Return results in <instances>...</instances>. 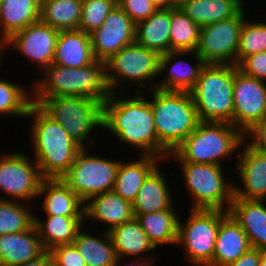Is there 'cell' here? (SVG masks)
I'll list each match as a JSON object with an SVG mask.
<instances>
[{"label":"cell","mask_w":266,"mask_h":266,"mask_svg":"<svg viewBox=\"0 0 266 266\" xmlns=\"http://www.w3.org/2000/svg\"><path fill=\"white\" fill-rule=\"evenodd\" d=\"M229 213L220 209L190 208L187 222L179 219L176 245H183L187 261L213 266V254L221 220Z\"/></svg>","instance_id":"cell-8"},{"label":"cell","mask_w":266,"mask_h":266,"mask_svg":"<svg viewBox=\"0 0 266 266\" xmlns=\"http://www.w3.org/2000/svg\"><path fill=\"white\" fill-rule=\"evenodd\" d=\"M187 0H169V8L180 7Z\"/></svg>","instance_id":"cell-48"},{"label":"cell","mask_w":266,"mask_h":266,"mask_svg":"<svg viewBox=\"0 0 266 266\" xmlns=\"http://www.w3.org/2000/svg\"><path fill=\"white\" fill-rule=\"evenodd\" d=\"M158 158L165 160L201 122L190 92L151 90Z\"/></svg>","instance_id":"cell-3"},{"label":"cell","mask_w":266,"mask_h":266,"mask_svg":"<svg viewBox=\"0 0 266 266\" xmlns=\"http://www.w3.org/2000/svg\"><path fill=\"white\" fill-rule=\"evenodd\" d=\"M108 233L112 239L116 256L121 258L122 262L127 256L142 259L141 255L155 249L136 217L112 228Z\"/></svg>","instance_id":"cell-30"},{"label":"cell","mask_w":266,"mask_h":266,"mask_svg":"<svg viewBox=\"0 0 266 266\" xmlns=\"http://www.w3.org/2000/svg\"><path fill=\"white\" fill-rule=\"evenodd\" d=\"M170 51H196L201 27L180 7L170 8Z\"/></svg>","instance_id":"cell-35"},{"label":"cell","mask_w":266,"mask_h":266,"mask_svg":"<svg viewBox=\"0 0 266 266\" xmlns=\"http://www.w3.org/2000/svg\"><path fill=\"white\" fill-rule=\"evenodd\" d=\"M45 252L35 225L22 232L0 235V266H16Z\"/></svg>","instance_id":"cell-22"},{"label":"cell","mask_w":266,"mask_h":266,"mask_svg":"<svg viewBox=\"0 0 266 266\" xmlns=\"http://www.w3.org/2000/svg\"><path fill=\"white\" fill-rule=\"evenodd\" d=\"M116 5L117 0H82L78 30L91 34L99 29Z\"/></svg>","instance_id":"cell-39"},{"label":"cell","mask_w":266,"mask_h":266,"mask_svg":"<svg viewBox=\"0 0 266 266\" xmlns=\"http://www.w3.org/2000/svg\"><path fill=\"white\" fill-rule=\"evenodd\" d=\"M79 230L73 245L84 258L87 266H112L117 259L112 239L107 231L103 238Z\"/></svg>","instance_id":"cell-33"},{"label":"cell","mask_w":266,"mask_h":266,"mask_svg":"<svg viewBox=\"0 0 266 266\" xmlns=\"http://www.w3.org/2000/svg\"><path fill=\"white\" fill-rule=\"evenodd\" d=\"M121 260H122L121 258H117L116 262L112 266H119V265L123 266L120 264ZM134 260L135 261L133 263H128L127 265L125 263L124 266H153L154 264L153 262L154 260L152 258L149 259V257L145 258V255L142 259H138L139 261L136 258H134Z\"/></svg>","instance_id":"cell-46"},{"label":"cell","mask_w":266,"mask_h":266,"mask_svg":"<svg viewBox=\"0 0 266 266\" xmlns=\"http://www.w3.org/2000/svg\"><path fill=\"white\" fill-rule=\"evenodd\" d=\"M250 248L245 231L228 213L220 222L213 254V266H226L235 262Z\"/></svg>","instance_id":"cell-23"},{"label":"cell","mask_w":266,"mask_h":266,"mask_svg":"<svg viewBox=\"0 0 266 266\" xmlns=\"http://www.w3.org/2000/svg\"><path fill=\"white\" fill-rule=\"evenodd\" d=\"M134 217L132 203L113 191L96 195L85 202L84 219L108 224L104 229L107 232Z\"/></svg>","instance_id":"cell-20"},{"label":"cell","mask_w":266,"mask_h":266,"mask_svg":"<svg viewBox=\"0 0 266 266\" xmlns=\"http://www.w3.org/2000/svg\"><path fill=\"white\" fill-rule=\"evenodd\" d=\"M157 166L144 180L133 205L134 214H148L170 209L173 197L168 183Z\"/></svg>","instance_id":"cell-27"},{"label":"cell","mask_w":266,"mask_h":266,"mask_svg":"<svg viewBox=\"0 0 266 266\" xmlns=\"http://www.w3.org/2000/svg\"><path fill=\"white\" fill-rule=\"evenodd\" d=\"M159 8H169V0H152Z\"/></svg>","instance_id":"cell-47"},{"label":"cell","mask_w":266,"mask_h":266,"mask_svg":"<svg viewBox=\"0 0 266 266\" xmlns=\"http://www.w3.org/2000/svg\"><path fill=\"white\" fill-rule=\"evenodd\" d=\"M233 125L243 134L266 117V81L237 70L233 84Z\"/></svg>","instance_id":"cell-14"},{"label":"cell","mask_w":266,"mask_h":266,"mask_svg":"<svg viewBox=\"0 0 266 266\" xmlns=\"http://www.w3.org/2000/svg\"><path fill=\"white\" fill-rule=\"evenodd\" d=\"M59 30L39 21L13 34L6 46L38 64L41 72L53 63Z\"/></svg>","instance_id":"cell-16"},{"label":"cell","mask_w":266,"mask_h":266,"mask_svg":"<svg viewBox=\"0 0 266 266\" xmlns=\"http://www.w3.org/2000/svg\"><path fill=\"white\" fill-rule=\"evenodd\" d=\"M40 0H0V40L40 21Z\"/></svg>","instance_id":"cell-26"},{"label":"cell","mask_w":266,"mask_h":266,"mask_svg":"<svg viewBox=\"0 0 266 266\" xmlns=\"http://www.w3.org/2000/svg\"><path fill=\"white\" fill-rule=\"evenodd\" d=\"M160 56L158 52L136 42L123 47L105 61L106 81L110 92L123 93L119 89H124L123 84L128 81L129 84L135 83L140 89H144V86L160 76Z\"/></svg>","instance_id":"cell-9"},{"label":"cell","mask_w":266,"mask_h":266,"mask_svg":"<svg viewBox=\"0 0 266 266\" xmlns=\"http://www.w3.org/2000/svg\"><path fill=\"white\" fill-rule=\"evenodd\" d=\"M135 90L136 96L131 98L122 92L111 93L103 102V128L120 142L140 150L139 156L158 157V136L150 101Z\"/></svg>","instance_id":"cell-1"},{"label":"cell","mask_w":266,"mask_h":266,"mask_svg":"<svg viewBox=\"0 0 266 266\" xmlns=\"http://www.w3.org/2000/svg\"><path fill=\"white\" fill-rule=\"evenodd\" d=\"M90 35L81 30H60L53 63L81 68L95 61Z\"/></svg>","instance_id":"cell-24"},{"label":"cell","mask_w":266,"mask_h":266,"mask_svg":"<svg viewBox=\"0 0 266 266\" xmlns=\"http://www.w3.org/2000/svg\"><path fill=\"white\" fill-rule=\"evenodd\" d=\"M244 141L256 151L266 154V117L257 121L244 133Z\"/></svg>","instance_id":"cell-43"},{"label":"cell","mask_w":266,"mask_h":266,"mask_svg":"<svg viewBox=\"0 0 266 266\" xmlns=\"http://www.w3.org/2000/svg\"><path fill=\"white\" fill-rule=\"evenodd\" d=\"M42 72L43 79L33 86V104L42 98L60 96H81L103 103L111 94L106 81L105 62L100 60L81 68L52 63Z\"/></svg>","instance_id":"cell-4"},{"label":"cell","mask_w":266,"mask_h":266,"mask_svg":"<svg viewBox=\"0 0 266 266\" xmlns=\"http://www.w3.org/2000/svg\"><path fill=\"white\" fill-rule=\"evenodd\" d=\"M245 144V145H244ZM236 163L241 187L234 184V197L246 200H266V154L256 151L245 141Z\"/></svg>","instance_id":"cell-18"},{"label":"cell","mask_w":266,"mask_h":266,"mask_svg":"<svg viewBox=\"0 0 266 266\" xmlns=\"http://www.w3.org/2000/svg\"><path fill=\"white\" fill-rule=\"evenodd\" d=\"M264 252L265 250L262 249L250 248L235 262H232L226 266H259L261 256Z\"/></svg>","instance_id":"cell-44"},{"label":"cell","mask_w":266,"mask_h":266,"mask_svg":"<svg viewBox=\"0 0 266 266\" xmlns=\"http://www.w3.org/2000/svg\"><path fill=\"white\" fill-rule=\"evenodd\" d=\"M32 94L16 83L0 78V116L26 117Z\"/></svg>","instance_id":"cell-37"},{"label":"cell","mask_w":266,"mask_h":266,"mask_svg":"<svg viewBox=\"0 0 266 266\" xmlns=\"http://www.w3.org/2000/svg\"><path fill=\"white\" fill-rule=\"evenodd\" d=\"M170 8H158L136 23L135 42L160 55L170 51Z\"/></svg>","instance_id":"cell-28"},{"label":"cell","mask_w":266,"mask_h":266,"mask_svg":"<svg viewBox=\"0 0 266 266\" xmlns=\"http://www.w3.org/2000/svg\"><path fill=\"white\" fill-rule=\"evenodd\" d=\"M237 65L206 64L190 91L201 122L233 125V84Z\"/></svg>","instance_id":"cell-6"},{"label":"cell","mask_w":266,"mask_h":266,"mask_svg":"<svg viewBox=\"0 0 266 266\" xmlns=\"http://www.w3.org/2000/svg\"><path fill=\"white\" fill-rule=\"evenodd\" d=\"M44 195L42 208L46 215L84 217L85 203L61 178L43 179L38 197Z\"/></svg>","instance_id":"cell-21"},{"label":"cell","mask_w":266,"mask_h":266,"mask_svg":"<svg viewBox=\"0 0 266 266\" xmlns=\"http://www.w3.org/2000/svg\"><path fill=\"white\" fill-rule=\"evenodd\" d=\"M160 161H162L161 158L151 155H141L140 160L120 161L113 192L133 203L144 180Z\"/></svg>","instance_id":"cell-25"},{"label":"cell","mask_w":266,"mask_h":266,"mask_svg":"<svg viewBox=\"0 0 266 266\" xmlns=\"http://www.w3.org/2000/svg\"><path fill=\"white\" fill-rule=\"evenodd\" d=\"M245 18L240 31L237 64L245 57L266 51V22H249Z\"/></svg>","instance_id":"cell-38"},{"label":"cell","mask_w":266,"mask_h":266,"mask_svg":"<svg viewBox=\"0 0 266 266\" xmlns=\"http://www.w3.org/2000/svg\"><path fill=\"white\" fill-rule=\"evenodd\" d=\"M40 21L60 30H77L81 19L82 1L40 0Z\"/></svg>","instance_id":"cell-34"},{"label":"cell","mask_w":266,"mask_h":266,"mask_svg":"<svg viewBox=\"0 0 266 266\" xmlns=\"http://www.w3.org/2000/svg\"><path fill=\"white\" fill-rule=\"evenodd\" d=\"M117 5L135 23L147 19L159 8L152 0H117Z\"/></svg>","instance_id":"cell-40"},{"label":"cell","mask_w":266,"mask_h":266,"mask_svg":"<svg viewBox=\"0 0 266 266\" xmlns=\"http://www.w3.org/2000/svg\"><path fill=\"white\" fill-rule=\"evenodd\" d=\"M16 266H53V263L49 251H45L37 259L27 261L23 264H19Z\"/></svg>","instance_id":"cell-45"},{"label":"cell","mask_w":266,"mask_h":266,"mask_svg":"<svg viewBox=\"0 0 266 266\" xmlns=\"http://www.w3.org/2000/svg\"><path fill=\"white\" fill-rule=\"evenodd\" d=\"M259 266H266V251L261 256Z\"/></svg>","instance_id":"cell-50"},{"label":"cell","mask_w":266,"mask_h":266,"mask_svg":"<svg viewBox=\"0 0 266 266\" xmlns=\"http://www.w3.org/2000/svg\"><path fill=\"white\" fill-rule=\"evenodd\" d=\"M45 216L46 221L35 216L34 223L45 251L59 245L73 244L85 221L84 217Z\"/></svg>","instance_id":"cell-29"},{"label":"cell","mask_w":266,"mask_h":266,"mask_svg":"<svg viewBox=\"0 0 266 266\" xmlns=\"http://www.w3.org/2000/svg\"><path fill=\"white\" fill-rule=\"evenodd\" d=\"M237 67L247 76L266 81V51L243 58Z\"/></svg>","instance_id":"cell-42"},{"label":"cell","mask_w":266,"mask_h":266,"mask_svg":"<svg viewBox=\"0 0 266 266\" xmlns=\"http://www.w3.org/2000/svg\"><path fill=\"white\" fill-rule=\"evenodd\" d=\"M190 53L193 54L197 64L194 65L189 61L176 58L184 55L187 57L188 54L191 56ZM205 65V61L198 56L196 51H169L161 54L159 75L162 74L161 76L164 78L159 79L161 81L158 82L156 80V83L152 81L154 83H150L151 87L149 88H151L150 90L156 88L163 91L190 92Z\"/></svg>","instance_id":"cell-17"},{"label":"cell","mask_w":266,"mask_h":266,"mask_svg":"<svg viewBox=\"0 0 266 266\" xmlns=\"http://www.w3.org/2000/svg\"><path fill=\"white\" fill-rule=\"evenodd\" d=\"M134 216L155 248L165 244L176 245L180 218L174 205L160 212Z\"/></svg>","instance_id":"cell-32"},{"label":"cell","mask_w":266,"mask_h":266,"mask_svg":"<svg viewBox=\"0 0 266 266\" xmlns=\"http://www.w3.org/2000/svg\"><path fill=\"white\" fill-rule=\"evenodd\" d=\"M244 134L231 123L200 122L195 130L168 155L175 162L215 164L241 149Z\"/></svg>","instance_id":"cell-5"},{"label":"cell","mask_w":266,"mask_h":266,"mask_svg":"<svg viewBox=\"0 0 266 266\" xmlns=\"http://www.w3.org/2000/svg\"><path fill=\"white\" fill-rule=\"evenodd\" d=\"M244 12L243 8L232 18L201 28L196 52L206 64L237 65L240 31L246 18Z\"/></svg>","instance_id":"cell-12"},{"label":"cell","mask_w":266,"mask_h":266,"mask_svg":"<svg viewBox=\"0 0 266 266\" xmlns=\"http://www.w3.org/2000/svg\"><path fill=\"white\" fill-rule=\"evenodd\" d=\"M5 48L9 49L8 47H6V42L3 40H0V61L3 60L2 58H3V53H4ZM0 64L2 63L0 62Z\"/></svg>","instance_id":"cell-49"},{"label":"cell","mask_w":266,"mask_h":266,"mask_svg":"<svg viewBox=\"0 0 266 266\" xmlns=\"http://www.w3.org/2000/svg\"><path fill=\"white\" fill-rule=\"evenodd\" d=\"M192 197V209L229 211L234 197V183L226 182L224 168L215 164L178 162Z\"/></svg>","instance_id":"cell-10"},{"label":"cell","mask_w":266,"mask_h":266,"mask_svg":"<svg viewBox=\"0 0 266 266\" xmlns=\"http://www.w3.org/2000/svg\"><path fill=\"white\" fill-rule=\"evenodd\" d=\"M244 5L243 0H187L180 9L202 28L236 16Z\"/></svg>","instance_id":"cell-31"},{"label":"cell","mask_w":266,"mask_h":266,"mask_svg":"<svg viewBox=\"0 0 266 266\" xmlns=\"http://www.w3.org/2000/svg\"><path fill=\"white\" fill-rule=\"evenodd\" d=\"M34 213L23 202L0 196V235L31 229L35 223Z\"/></svg>","instance_id":"cell-36"},{"label":"cell","mask_w":266,"mask_h":266,"mask_svg":"<svg viewBox=\"0 0 266 266\" xmlns=\"http://www.w3.org/2000/svg\"><path fill=\"white\" fill-rule=\"evenodd\" d=\"M29 157L21 152L0 155V190L10 195L8 200L27 202L38 197L44 178L37 163Z\"/></svg>","instance_id":"cell-13"},{"label":"cell","mask_w":266,"mask_h":266,"mask_svg":"<svg viewBox=\"0 0 266 266\" xmlns=\"http://www.w3.org/2000/svg\"><path fill=\"white\" fill-rule=\"evenodd\" d=\"M136 23L116 5L103 25L90 35L96 60L107 61L123 47L135 42Z\"/></svg>","instance_id":"cell-15"},{"label":"cell","mask_w":266,"mask_h":266,"mask_svg":"<svg viewBox=\"0 0 266 266\" xmlns=\"http://www.w3.org/2000/svg\"><path fill=\"white\" fill-rule=\"evenodd\" d=\"M32 119L31 141L34 161L44 179L61 178L82 149L61 126L37 104H31L26 117Z\"/></svg>","instance_id":"cell-2"},{"label":"cell","mask_w":266,"mask_h":266,"mask_svg":"<svg viewBox=\"0 0 266 266\" xmlns=\"http://www.w3.org/2000/svg\"><path fill=\"white\" fill-rule=\"evenodd\" d=\"M119 164L120 160L89 155L87 148H82L61 179L85 203L113 191Z\"/></svg>","instance_id":"cell-11"},{"label":"cell","mask_w":266,"mask_h":266,"mask_svg":"<svg viewBox=\"0 0 266 266\" xmlns=\"http://www.w3.org/2000/svg\"><path fill=\"white\" fill-rule=\"evenodd\" d=\"M49 253L53 266H87L84 258L73 244L55 246Z\"/></svg>","instance_id":"cell-41"},{"label":"cell","mask_w":266,"mask_h":266,"mask_svg":"<svg viewBox=\"0 0 266 266\" xmlns=\"http://www.w3.org/2000/svg\"><path fill=\"white\" fill-rule=\"evenodd\" d=\"M266 200L233 198L229 213L248 236L251 248L266 251Z\"/></svg>","instance_id":"cell-19"},{"label":"cell","mask_w":266,"mask_h":266,"mask_svg":"<svg viewBox=\"0 0 266 266\" xmlns=\"http://www.w3.org/2000/svg\"><path fill=\"white\" fill-rule=\"evenodd\" d=\"M37 105L54 121L60 123L81 148L94 145L95 140L90 137L92 131L97 127L103 128V103L92 98H42Z\"/></svg>","instance_id":"cell-7"}]
</instances>
